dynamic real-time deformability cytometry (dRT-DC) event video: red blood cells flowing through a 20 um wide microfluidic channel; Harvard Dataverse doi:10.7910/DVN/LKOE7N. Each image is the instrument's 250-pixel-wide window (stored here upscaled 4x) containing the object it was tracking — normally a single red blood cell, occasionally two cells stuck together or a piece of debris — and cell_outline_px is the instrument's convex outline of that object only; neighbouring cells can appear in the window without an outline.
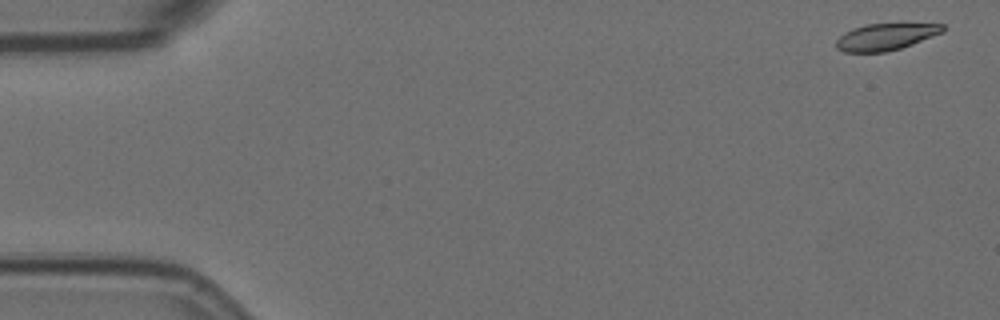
{"species": "Egyptian fruit bat (a non-hibernating species)", "species_latin": "Rousettus aegyptiacus", "temperature_condition": "room temperature", "stored_images_in_passage": 57, "camera_frame_rate_fps": 3000, "um_per_image_px": 0.085, "animal": {"sex": "female"}, "frame": {"image": 1, "passage_image": 1, "time_ms": 0.0, "image_size_px": [1000, 320], "cell_outline_px": [[944, 32], [912, 44], [900, 48], [884, 52], [844, 52], [836, 48], [836, 40], [844, 32], [852, 28], [868, 24], [944, 24]], "centroid_in_image_um": [75.25, 3.13], "position_along_channel_um": 9.7, "area_um2": 16.47}}
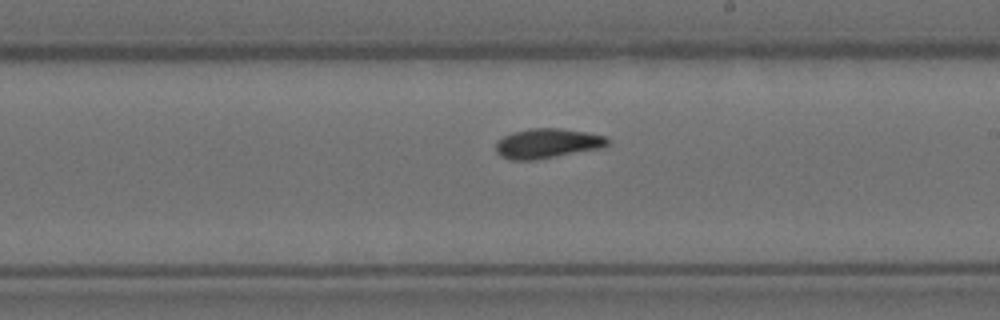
{"frame": {"image": 2, "passage_image": 32, "time_ms": 10.333, "image_size_px": [1000, 320], "cell_outline_px": [[608, 144], [600, 148], [556, 156], [532, 160], [512, 160], [500, 156], [496, 152], [496, 140], [512, 132], [528, 128], [560, 128], [588, 132], [608, 136]], "centroid_in_image_um": [46.5, 12.17], "position_along_channel_um": 242.5, "area_um2": 19.42}}
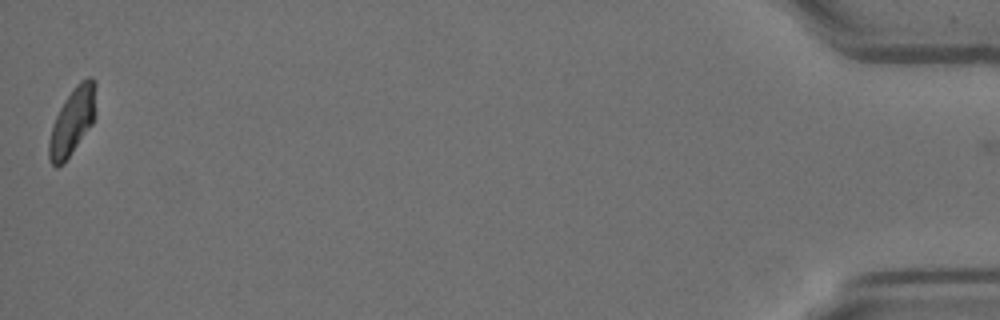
{"frame": {"image": 3, "passage_image": 56, "time_ms": 18.333, "image_size_px": [1000, 320], "cell_outline_px": [[96, 116], [92, 124], [64, 164], [56, 168], [52, 164], [48, 156], [48, 140], [52, 124], [64, 100], [76, 84], [80, 80], [88, 76], [92, 76], [96, 84]], "centroid_in_image_um": [6.16, 10.3], "position_along_channel_um": 429.0, "area_um2": 18.73}, "authors_computed_cell_mechanics": {"area_um2": 18.7272, "velocity_mm_per_s": 3.5451, "shape_relaxation_time_tau1_ms": null, "shape_relaxation_time_tau2_ms": 5.3611, "deformation_change_tau1": null, "deformation_change_tau2": 0.106}}